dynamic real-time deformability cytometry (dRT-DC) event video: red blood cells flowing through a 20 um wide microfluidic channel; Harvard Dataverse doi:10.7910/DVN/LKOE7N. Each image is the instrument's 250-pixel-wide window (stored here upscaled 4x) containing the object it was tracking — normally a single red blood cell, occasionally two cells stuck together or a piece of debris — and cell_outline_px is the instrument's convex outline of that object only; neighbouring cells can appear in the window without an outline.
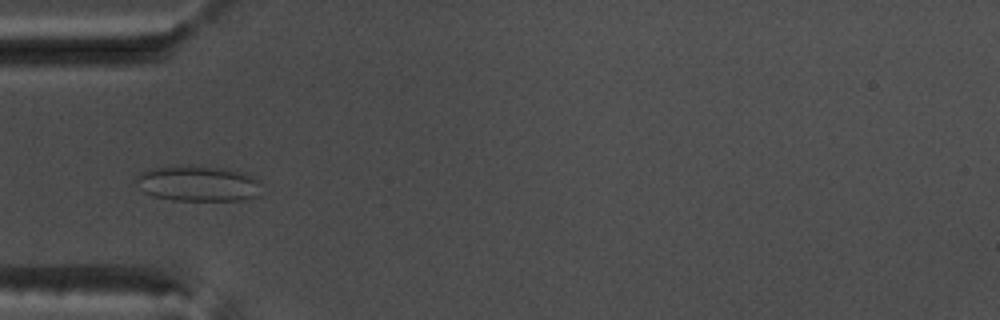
{"species": "common noctule bat (a hibernating species)", "species_latin": "Nyctalus noctula", "temperature_condition": "warm", "stored_images_in_passage": 52, "camera_frame_rate_fps": 3000, "um_per_image_px": 0.085, "animal": {"sex": "male", "body_mass_g": 17.5, "forearm_length_mm": 52.3}, "frame": {"image": 1, "passage_image": 16, "time_ms": 5.0, "image_size_px": [1000, 320], "cell_outline_px": [[260, 196], [240, 200], [172, 200], [152, 196], [144, 192], [136, 184], [136, 176], [140, 172], [152, 168], [224, 168], [244, 172], [260, 180]], "centroid_in_image_um": [16.87, 15.64], "position_along_channel_um": 68.1, "area_um2": 25.49}}
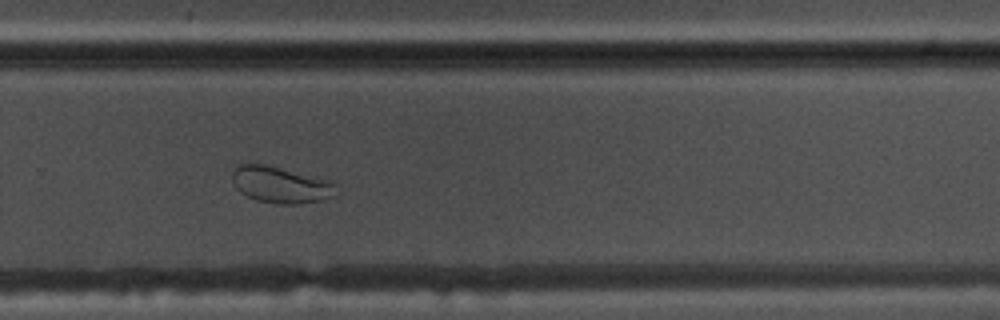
{"frame": {"image": 2, "passage_image": 35, "time_ms": 11.333, "image_size_px": [1000, 320], "cell_outline_px": [[340, 192], [324, 200], [300, 204], [276, 204], [256, 200], [240, 192], [236, 188], [232, 180], [232, 172], [240, 164], [252, 160], [332, 180], [336, 184]], "centroid_in_image_um": [23.88, 15.67], "position_along_channel_um": 305.9, "area_um2": 23.0}}
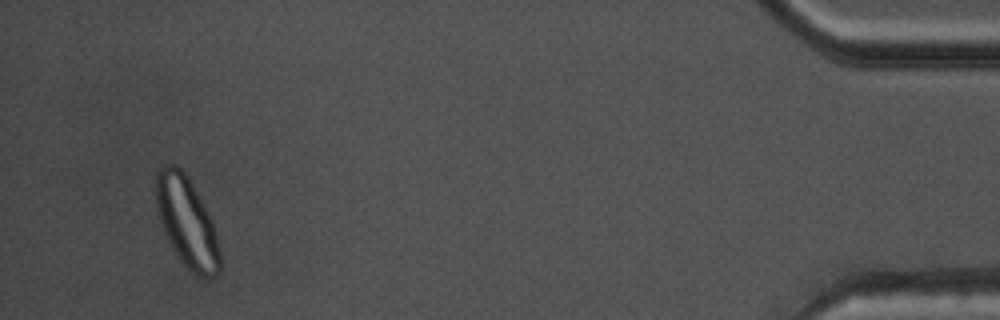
{"frame": {"image": 3, "passage_image": 50, "time_ms": 16.333, "image_size_px": [1000, 320], "cell_outline_px": [[220, 272], [216, 276], [208, 280], [192, 272], [180, 260], [160, 220], [156, 208], [156, 172], [160, 164], [176, 164], [188, 176], [212, 220], [220, 252]], "centroid_in_image_um": [15.89, 18.85], "position_along_channel_um": 419.3, "area_um2": 33.29}}